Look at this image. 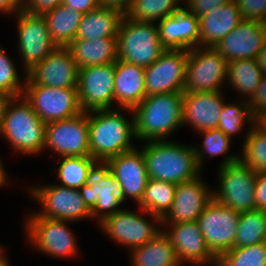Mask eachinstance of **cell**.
I'll return each mask as SVG.
<instances>
[{
    "mask_svg": "<svg viewBox=\"0 0 266 266\" xmlns=\"http://www.w3.org/2000/svg\"><path fill=\"white\" fill-rule=\"evenodd\" d=\"M141 151L150 179L178 184L200 176L203 154L196 148L155 140L149 141Z\"/></svg>",
    "mask_w": 266,
    "mask_h": 266,
    "instance_id": "obj_1",
    "label": "cell"
},
{
    "mask_svg": "<svg viewBox=\"0 0 266 266\" xmlns=\"http://www.w3.org/2000/svg\"><path fill=\"white\" fill-rule=\"evenodd\" d=\"M135 138L164 140L183 124V92L146 96L134 109Z\"/></svg>",
    "mask_w": 266,
    "mask_h": 266,
    "instance_id": "obj_2",
    "label": "cell"
},
{
    "mask_svg": "<svg viewBox=\"0 0 266 266\" xmlns=\"http://www.w3.org/2000/svg\"><path fill=\"white\" fill-rule=\"evenodd\" d=\"M89 115L90 156L98 163H105L113 156L134 148L130 139L135 137L134 118L132 123L118 111L111 109L91 111Z\"/></svg>",
    "mask_w": 266,
    "mask_h": 266,
    "instance_id": "obj_3",
    "label": "cell"
},
{
    "mask_svg": "<svg viewBox=\"0 0 266 266\" xmlns=\"http://www.w3.org/2000/svg\"><path fill=\"white\" fill-rule=\"evenodd\" d=\"M116 38L118 59L143 68L150 66L166 51L160 42L157 26L126 15L121 19Z\"/></svg>",
    "mask_w": 266,
    "mask_h": 266,
    "instance_id": "obj_4",
    "label": "cell"
},
{
    "mask_svg": "<svg viewBox=\"0 0 266 266\" xmlns=\"http://www.w3.org/2000/svg\"><path fill=\"white\" fill-rule=\"evenodd\" d=\"M14 99L19 97L9 102L2 117L0 134L5 135L17 151L26 154L41 152L45 145L46 124L25 98L17 106H12Z\"/></svg>",
    "mask_w": 266,
    "mask_h": 266,
    "instance_id": "obj_5",
    "label": "cell"
},
{
    "mask_svg": "<svg viewBox=\"0 0 266 266\" xmlns=\"http://www.w3.org/2000/svg\"><path fill=\"white\" fill-rule=\"evenodd\" d=\"M239 156H228L220 168V190L213 199L239 212L256 209L255 182L257 172L243 164ZM218 192V193H217Z\"/></svg>",
    "mask_w": 266,
    "mask_h": 266,
    "instance_id": "obj_6",
    "label": "cell"
},
{
    "mask_svg": "<svg viewBox=\"0 0 266 266\" xmlns=\"http://www.w3.org/2000/svg\"><path fill=\"white\" fill-rule=\"evenodd\" d=\"M227 75L228 61L216 49L195 47L188 51L183 92H218Z\"/></svg>",
    "mask_w": 266,
    "mask_h": 266,
    "instance_id": "obj_7",
    "label": "cell"
},
{
    "mask_svg": "<svg viewBox=\"0 0 266 266\" xmlns=\"http://www.w3.org/2000/svg\"><path fill=\"white\" fill-rule=\"evenodd\" d=\"M23 97L45 123L61 121L82 112L77 88L24 85Z\"/></svg>",
    "mask_w": 266,
    "mask_h": 266,
    "instance_id": "obj_8",
    "label": "cell"
},
{
    "mask_svg": "<svg viewBox=\"0 0 266 266\" xmlns=\"http://www.w3.org/2000/svg\"><path fill=\"white\" fill-rule=\"evenodd\" d=\"M240 214L212 199L197 219L210 251L217 258L234 248Z\"/></svg>",
    "mask_w": 266,
    "mask_h": 266,
    "instance_id": "obj_9",
    "label": "cell"
},
{
    "mask_svg": "<svg viewBox=\"0 0 266 266\" xmlns=\"http://www.w3.org/2000/svg\"><path fill=\"white\" fill-rule=\"evenodd\" d=\"M98 163L92 170L88 182L80 188L81 197L91 211L92 217H99V222L111 216L122 202L121 187L105 163ZM115 208V209H114ZM103 213H102V212Z\"/></svg>",
    "mask_w": 266,
    "mask_h": 266,
    "instance_id": "obj_10",
    "label": "cell"
},
{
    "mask_svg": "<svg viewBox=\"0 0 266 266\" xmlns=\"http://www.w3.org/2000/svg\"><path fill=\"white\" fill-rule=\"evenodd\" d=\"M89 114L81 113L46 124L45 147L62 157L90 156Z\"/></svg>",
    "mask_w": 266,
    "mask_h": 266,
    "instance_id": "obj_11",
    "label": "cell"
},
{
    "mask_svg": "<svg viewBox=\"0 0 266 266\" xmlns=\"http://www.w3.org/2000/svg\"><path fill=\"white\" fill-rule=\"evenodd\" d=\"M114 77V63L79 69L77 92L82 111L112 109Z\"/></svg>",
    "mask_w": 266,
    "mask_h": 266,
    "instance_id": "obj_12",
    "label": "cell"
},
{
    "mask_svg": "<svg viewBox=\"0 0 266 266\" xmlns=\"http://www.w3.org/2000/svg\"><path fill=\"white\" fill-rule=\"evenodd\" d=\"M187 58V50H166L145 68L146 96L183 92Z\"/></svg>",
    "mask_w": 266,
    "mask_h": 266,
    "instance_id": "obj_13",
    "label": "cell"
},
{
    "mask_svg": "<svg viewBox=\"0 0 266 266\" xmlns=\"http://www.w3.org/2000/svg\"><path fill=\"white\" fill-rule=\"evenodd\" d=\"M32 196L43 204V212L31 217H44L63 221L79 220L91 217V211L85 205L79 189L61 185L35 187L31 189Z\"/></svg>",
    "mask_w": 266,
    "mask_h": 266,
    "instance_id": "obj_14",
    "label": "cell"
},
{
    "mask_svg": "<svg viewBox=\"0 0 266 266\" xmlns=\"http://www.w3.org/2000/svg\"><path fill=\"white\" fill-rule=\"evenodd\" d=\"M26 85L77 88L79 67L66 47L56 49L26 74Z\"/></svg>",
    "mask_w": 266,
    "mask_h": 266,
    "instance_id": "obj_15",
    "label": "cell"
},
{
    "mask_svg": "<svg viewBox=\"0 0 266 266\" xmlns=\"http://www.w3.org/2000/svg\"><path fill=\"white\" fill-rule=\"evenodd\" d=\"M19 48L24 60L26 73L37 63L41 62L55 49L52 42L47 21L43 15L18 12Z\"/></svg>",
    "mask_w": 266,
    "mask_h": 266,
    "instance_id": "obj_16",
    "label": "cell"
},
{
    "mask_svg": "<svg viewBox=\"0 0 266 266\" xmlns=\"http://www.w3.org/2000/svg\"><path fill=\"white\" fill-rule=\"evenodd\" d=\"M66 221L44 217H30L28 238L42 252L52 256H72L77 254L74 235L67 228Z\"/></svg>",
    "mask_w": 266,
    "mask_h": 266,
    "instance_id": "obj_17",
    "label": "cell"
},
{
    "mask_svg": "<svg viewBox=\"0 0 266 266\" xmlns=\"http://www.w3.org/2000/svg\"><path fill=\"white\" fill-rule=\"evenodd\" d=\"M266 43L263 23L242 19L215 47L228 63L255 58Z\"/></svg>",
    "mask_w": 266,
    "mask_h": 266,
    "instance_id": "obj_18",
    "label": "cell"
},
{
    "mask_svg": "<svg viewBox=\"0 0 266 266\" xmlns=\"http://www.w3.org/2000/svg\"><path fill=\"white\" fill-rule=\"evenodd\" d=\"M121 187V198L140 202L149 180L143 152L136 149L111 157L105 162Z\"/></svg>",
    "mask_w": 266,
    "mask_h": 266,
    "instance_id": "obj_19",
    "label": "cell"
},
{
    "mask_svg": "<svg viewBox=\"0 0 266 266\" xmlns=\"http://www.w3.org/2000/svg\"><path fill=\"white\" fill-rule=\"evenodd\" d=\"M212 193L208 191L207 186L205 187L198 177L187 182L178 183L173 205L161 219L162 224L197 221L207 204L213 199Z\"/></svg>",
    "mask_w": 266,
    "mask_h": 266,
    "instance_id": "obj_20",
    "label": "cell"
},
{
    "mask_svg": "<svg viewBox=\"0 0 266 266\" xmlns=\"http://www.w3.org/2000/svg\"><path fill=\"white\" fill-rule=\"evenodd\" d=\"M158 22L159 39L166 50L189 51L200 46L198 17L189 10L181 7Z\"/></svg>",
    "mask_w": 266,
    "mask_h": 266,
    "instance_id": "obj_21",
    "label": "cell"
},
{
    "mask_svg": "<svg viewBox=\"0 0 266 266\" xmlns=\"http://www.w3.org/2000/svg\"><path fill=\"white\" fill-rule=\"evenodd\" d=\"M171 228V232L165 234L174 247L180 265L183 261L198 265L217 263V257L210 251L197 221L171 224Z\"/></svg>",
    "mask_w": 266,
    "mask_h": 266,
    "instance_id": "obj_22",
    "label": "cell"
},
{
    "mask_svg": "<svg viewBox=\"0 0 266 266\" xmlns=\"http://www.w3.org/2000/svg\"><path fill=\"white\" fill-rule=\"evenodd\" d=\"M100 224L111 238L130 246L131 249L144 245L160 233V229L157 230L152 223L129 210H120L105 218Z\"/></svg>",
    "mask_w": 266,
    "mask_h": 266,
    "instance_id": "obj_23",
    "label": "cell"
},
{
    "mask_svg": "<svg viewBox=\"0 0 266 266\" xmlns=\"http://www.w3.org/2000/svg\"><path fill=\"white\" fill-rule=\"evenodd\" d=\"M218 92H183V124L190 123L199 132L217 128L225 104Z\"/></svg>",
    "mask_w": 266,
    "mask_h": 266,
    "instance_id": "obj_24",
    "label": "cell"
},
{
    "mask_svg": "<svg viewBox=\"0 0 266 266\" xmlns=\"http://www.w3.org/2000/svg\"><path fill=\"white\" fill-rule=\"evenodd\" d=\"M114 101L132 111L146 98L145 68L117 59L114 62Z\"/></svg>",
    "mask_w": 266,
    "mask_h": 266,
    "instance_id": "obj_25",
    "label": "cell"
},
{
    "mask_svg": "<svg viewBox=\"0 0 266 266\" xmlns=\"http://www.w3.org/2000/svg\"><path fill=\"white\" fill-rule=\"evenodd\" d=\"M242 20L234 0L198 17L200 46L214 48Z\"/></svg>",
    "mask_w": 266,
    "mask_h": 266,
    "instance_id": "obj_26",
    "label": "cell"
},
{
    "mask_svg": "<svg viewBox=\"0 0 266 266\" xmlns=\"http://www.w3.org/2000/svg\"><path fill=\"white\" fill-rule=\"evenodd\" d=\"M80 68L114 63L117 59V38L75 39L67 47Z\"/></svg>",
    "mask_w": 266,
    "mask_h": 266,
    "instance_id": "obj_27",
    "label": "cell"
},
{
    "mask_svg": "<svg viewBox=\"0 0 266 266\" xmlns=\"http://www.w3.org/2000/svg\"><path fill=\"white\" fill-rule=\"evenodd\" d=\"M123 16L118 10L99 6L83 14L75 39L116 38Z\"/></svg>",
    "mask_w": 266,
    "mask_h": 266,
    "instance_id": "obj_28",
    "label": "cell"
},
{
    "mask_svg": "<svg viewBox=\"0 0 266 266\" xmlns=\"http://www.w3.org/2000/svg\"><path fill=\"white\" fill-rule=\"evenodd\" d=\"M43 16L52 42L57 47H67L76 38L83 14L60 4Z\"/></svg>",
    "mask_w": 266,
    "mask_h": 266,
    "instance_id": "obj_29",
    "label": "cell"
},
{
    "mask_svg": "<svg viewBox=\"0 0 266 266\" xmlns=\"http://www.w3.org/2000/svg\"><path fill=\"white\" fill-rule=\"evenodd\" d=\"M131 251L133 266H179L180 264L174 247L163 231Z\"/></svg>",
    "mask_w": 266,
    "mask_h": 266,
    "instance_id": "obj_30",
    "label": "cell"
},
{
    "mask_svg": "<svg viewBox=\"0 0 266 266\" xmlns=\"http://www.w3.org/2000/svg\"><path fill=\"white\" fill-rule=\"evenodd\" d=\"M176 185L170 182L150 179L147 182L140 202V208L147 212L151 217L161 222L173 205Z\"/></svg>",
    "mask_w": 266,
    "mask_h": 266,
    "instance_id": "obj_31",
    "label": "cell"
},
{
    "mask_svg": "<svg viewBox=\"0 0 266 266\" xmlns=\"http://www.w3.org/2000/svg\"><path fill=\"white\" fill-rule=\"evenodd\" d=\"M263 73L255 58L239 59L228 63L229 80L234 88L251 98L260 84Z\"/></svg>",
    "mask_w": 266,
    "mask_h": 266,
    "instance_id": "obj_32",
    "label": "cell"
},
{
    "mask_svg": "<svg viewBox=\"0 0 266 266\" xmlns=\"http://www.w3.org/2000/svg\"><path fill=\"white\" fill-rule=\"evenodd\" d=\"M266 242L265 218L262 210L241 212L234 248Z\"/></svg>",
    "mask_w": 266,
    "mask_h": 266,
    "instance_id": "obj_33",
    "label": "cell"
},
{
    "mask_svg": "<svg viewBox=\"0 0 266 266\" xmlns=\"http://www.w3.org/2000/svg\"><path fill=\"white\" fill-rule=\"evenodd\" d=\"M58 169L61 186L79 189L88 182L92 170L98 162L91 156L62 157Z\"/></svg>",
    "mask_w": 266,
    "mask_h": 266,
    "instance_id": "obj_34",
    "label": "cell"
},
{
    "mask_svg": "<svg viewBox=\"0 0 266 266\" xmlns=\"http://www.w3.org/2000/svg\"><path fill=\"white\" fill-rule=\"evenodd\" d=\"M179 0H134L126 16L136 21L153 22L163 20L177 12Z\"/></svg>",
    "mask_w": 266,
    "mask_h": 266,
    "instance_id": "obj_35",
    "label": "cell"
},
{
    "mask_svg": "<svg viewBox=\"0 0 266 266\" xmlns=\"http://www.w3.org/2000/svg\"><path fill=\"white\" fill-rule=\"evenodd\" d=\"M254 125L247 134L243 158L239 160L257 173H266V132Z\"/></svg>",
    "mask_w": 266,
    "mask_h": 266,
    "instance_id": "obj_36",
    "label": "cell"
},
{
    "mask_svg": "<svg viewBox=\"0 0 266 266\" xmlns=\"http://www.w3.org/2000/svg\"><path fill=\"white\" fill-rule=\"evenodd\" d=\"M215 266H266V242L232 248L217 258Z\"/></svg>",
    "mask_w": 266,
    "mask_h": 266,
    "instance_id": "obj_37",
    "label": "cell"
},
{
    "mask_svg": "<svg viewBox=\"0 0 266 266\" xmlns=\"http://www.w3.org/2000/svg\"><path fill=\"white\" fill-rule=\"evenodd\" d=\"M250 120L253 125L255 124V119L253 117L251 108L249 104H239L238 105H223L220 112L219 124L217 128L221 129L229 138L233 134H237L245 119Z\"/></svg>",
    "mask_w": 266,
    "mask_h": 266,
    "instance_id": "obj_38",
    "label": "cell"
},
{
    "mask_svg": "<svg viewBox=\"0 0 266 266\" xmlns=\"http://www.w3.org/2000/svg\"><path fill=\"white\" fill-rule=\"evenodd\" d=\"M19 83L16 67L0 48V91L8 92L14 98L22 97L24 87Z\"/></svg>",
    "mask_w": 266,
    "mask_h": 266,
    "instance_id": "obj_39",
    "label": "cell"
},
{
    "mask_svg": "<svg viewBox=\"0 0 266 266\" xmlns=\"http://www.w3.org/2000/svg\"><path fill=\"white\" fill-rule=\"evenodd\" d=\"M204 135L203 150L213 157L229 150L230 138L219 128L202 131Z\"/></svg>",
    "mask_w": 266,
    "mask_h": 266,
    "instance_id": "obj_40",
    "label": "cell"
},
{
    "mask_svg": "<svg viewBox=\"0 0 266 266\" xmlns=\"http://www.w3.org/2000/svg\"><path fill=\"white\" fill-rule=\"evenodd\" d=\"M242 19L263 22L266 17V0H234Z\"/></svg>",
    "mask_w": 266,
    "mask_h": 266,
    "instance_id": "obj_41",
    "label": "cell"
},
{
    "mask_svg": "<svg viewBox=\"0 0 266 266\" xmlns=\"http://www.w3.org/2000/svg\"><path fill=\"white\" fill-rule=\"evenodd\" d=\"M248 104L255 120L266 113V75L262 76L260 84L250 98Z\"/></svg>",
    "mask_w": 266,
    "mask_h": 266,
    "instance_id": "obj_42",
    "label": "cell"
},
{
    "mask_svg": "<svg viewBox=\"0 0 266 266\" xmlns=\"http://www.w3.org/2000/svg\"><path fill=\"white\" fill-rule=\"evenodd\" d=\"M22 10L34 15H44L62 4L63 0H22ZM26 1V2H25ZM25 2V3H24Z\"/></svg>",
    "mask_w": 266,
    "mask_h": 266,
    "instance_id": "obj_43",
    "label": "cell"
},
{
    "mask_svg": "<svg viewBox=\"0 0 266 266\" xmlns=\"http://www.w3.org/2000/svg\"><path fill=\"white\" fill-rule=\"evenodd\" d=\"M230 0H188L186 6L191 13L200 17L209 13L216 7H220L228 3Z\"/></svg>",
    "mask_w": 266,
    "mask_h": 266,
    "instance_id": "obj_44",
    "label": "cell"
},
{
    "mask_svg": "<svg viewBox=\"0 0 266 266\" xmlns=\"http://www.w3.org/2000/svg\"><path fill=\"white\" fill-rule=\"evenodd\" d=\"M255 202L257 210L266 209V173H257L255 182Z\"/></svg>",
    "mask_w": 266,
    "mask_h": 266,
    "instance_id": "obj_45",
    "label": "cell"
},
{
    "mask_svg": "<svg viewBox=\"0 0 266 266\" xmlns=\"http://www.w3.org/2000/svg\"><path fill=\"white\" fill-rule=\"evenodd\" d=\"M62 4L71 7L81 14H86L99 7L98 0H63Z\"/></svg>",
    "mask_w": 266,
    "mask_h": 266,
    "instance_id": "obj_46",
    "label": "cell"
},
{
    "mask_svg": "<svg viewBox=\"0 0 266 266\" xmlns=\"http://www.w3.org/2000/svg\"><path fill=\"white\" fill-rule=\"evenodd\" d=\"M100 7L112 8L126 15L131 9L134 0H98Z\"/></svg>",
    "mask_w": 266,
    "mask_h": 266,
    "instance_id": "obj_47",
    "label": "cell"
},
{
    "mask_svg": "<svg viewBox=\"0 0 266 266\" xmlns=\"http://www.w3.org/2000/svg\"><path fill=\"white\" fill-rule=\"evenodd\" d=\"M22 9V0H0V11L10 13Z\"/></svg>",
    "mask_w": 266,
    "mask_h": 266,
    "instance_id": "obj_48",
    "label": "cell"
},
{
    "mask_svg": "<svg viewBox=\"0 0 266 266\" xmlns=\"http://www.w3.org/2000/svg\"><path fill=\"white\" fill-rule=\"evenodd\" d=\"M13 98L14 97L10 93L0 91V129L2 124L3 114L6 112L7 106Z\"/></svg>",
    "mask_w": 266,
    "mask_h": 266,
    "instance_id": "obj_49",
    "label": "cell"
},
{
    "mask_svg": "<svg viewBox=\"0 0 266 266\" xmlns=\"http://www.w3.org/2000/svg\"><path fill=\"white\" fill-rule=\"evenodd\" d=\"M255 60L262 70L263 75H266V43L264 47L256 55Z\"/></svg>",
    "mask_w": 266,
    "mask_h": 266,
    "instance_id": "obj_50",
    "label": "cell"
},
{
    "mask_svg": "<svg viewBox=\"0 0 266 266\" xmlns=\"http://www.w3.org/2000/svg\"><path fill=\"white\" fill-rule=\"evenodd\" d=\"M255 123L263 130L266 132V113L262 114L259 116L256 120Z\"/></svg>",
    "mask_w": 266,
    "mask_h": 266,
    "instance_id": "obj_51",
    "label": "cell"
},
{
    "mask_svg": "<svg viewBox=\"0 0 266 266\" xmlns=\"http://www.w3.org/2000/svg\"><path fill=\"white\" fill-rule=\"evenodd\" d=\"M2 168H3V165H2L1 160H0V185L4 184L6 182V176H5L6 174Z\"/></svg>",
    "mask_w": 266,
    "mask_h": 266,
    "instance_id": "obj_52",
    "label": "cell"
},
{
    "mask_svg": "<svg viewBox=\"0 0 266 266\" xmlns=\"http://www.w3.org/2000/svg\"><path fill=\"white\" fill-rule=\"evenodd\" d=\"M2 250L0 251V266H8V262L7 260L4 258V256H2Z\"/></svg>",
    "mask_w": 266,
    "mask_h": 266,
    "instance_id": "obj_53",
    "label": "cell"
},
{
    "mask_svg": "<svg viewBox=\"0 0 266 266\" xmlns=\"http://www.w3.org/2000/svg\"><path fill=\"white\" fill-rule=\"evenodd\" d=\"M262 23H263V27H264V30H265V33H266V17H265V19H264V21Z\"/></svg>",
    "mask_w": 266,
    "mask_h": 266,
    "instance_id": "obj_54",
    "label": "cell"
},
{
    "mask_svg": "<svg viewBox=\"0 0 266 266\" xmlns=\"http://www.w3.org/2000/svg\"><path fill=\"white\" fill-rule=\"evenodd\" d=\"M264 218H265V226H266V209L263 210Z\"/></svg>",
    "mask_w": 266,
    "mask_h": 266,
    "instance_id": "obj_55",
    "label": "cell"
}]
</instances>
